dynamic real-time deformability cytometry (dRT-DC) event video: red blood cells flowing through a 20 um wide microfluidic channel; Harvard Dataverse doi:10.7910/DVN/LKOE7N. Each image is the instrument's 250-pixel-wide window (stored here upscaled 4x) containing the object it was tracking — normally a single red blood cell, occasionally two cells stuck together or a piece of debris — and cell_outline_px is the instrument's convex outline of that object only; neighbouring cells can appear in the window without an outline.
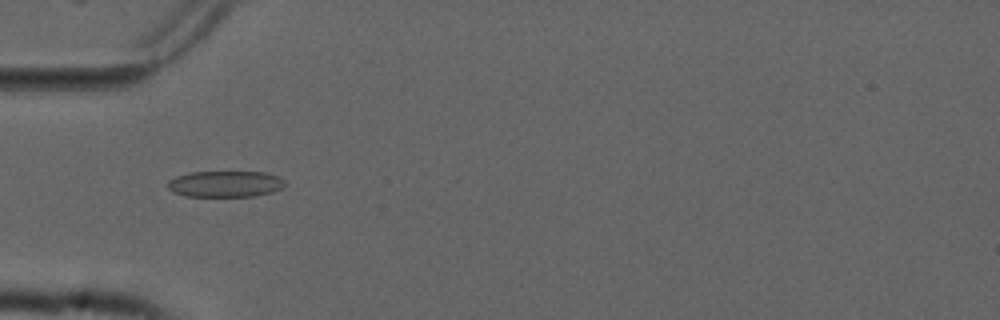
{"species": "common noctule bat (a hibernating species)", "species_latin": "Nyctalus noctula", "temperature_condition": "cold", "stored_images_in_passage": 55, "camera_frame_rate_fps": 3000, "um_per_image_px": 0.085, "animal": {"sex": "male", "forearm_length_mm": 52.5}, "frame": {"image": 1, "passage_image": 18, "time_ms": 5.667, "image_size_px": [1000, 320], "cell_outline_px": [[284, 184], [280, 188], [272, 192], [252, 196], [184, 196], [172, 192], [168, 188], [168, 180], [176, 176], [192, 172], [264, 172], [280, 176], [284, 180]], "centroid_in_image_um": [19.12, 15.63], "position_along_channel_um": 65.9, "area_um2": 17.86}}
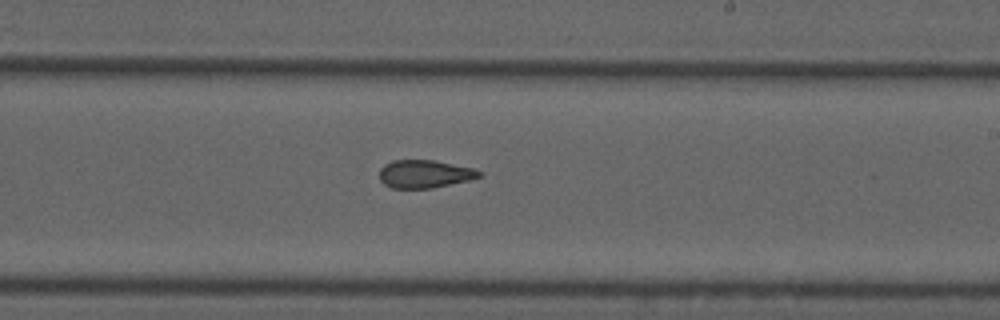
{"frame": {"image": 2, "passage_image": 33, "time_ms": 10.667, "image_size_px": [1000, 320], "cell_outline_px": [[484, 176], [468, 180], [432, 188], [392, 188], [384, 184], [380, 180], [380, 168], [384, 164], [392, 160], [432, 160], [472, 168], [484, 172]], "centroid_in_image_um": [36.09, 14.78], "position_along_channel_um": 252.9, "area_um2": 16.24}}
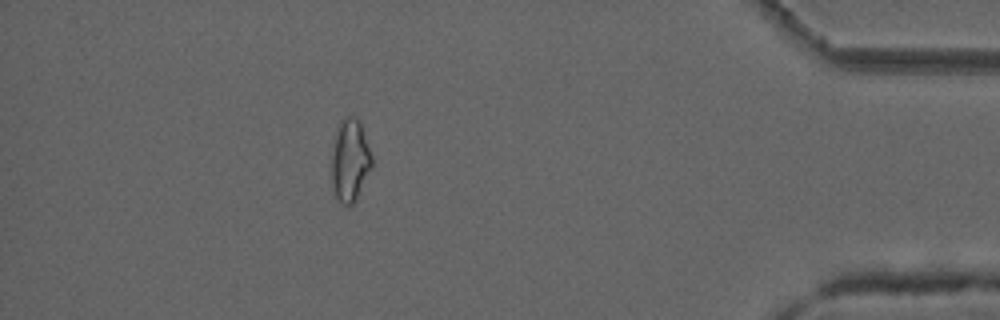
{"frame": {"image": 3, "passage_image": 49, "time_ms": 16.0, "image_size_px": [1000, 320], "cell_outline_px": [[372, 168], [356, 200], [352, 204], [344, 204], [336, 196], [332, 180], [332, 156], [336, 136], [340, 124], [344, 116], [356, 116], [360, 120], [372, 156]], "centroid_in_image_um": [29.79, 13.61], "position_along_channel_um": 405.4, "area_um2": 19.02}, "authors_computed_cell_mechanics": {"area_um2": 17.918, "velocity_mm_per_s": 3.7576, "shape_relaxation_time_tau1_ms": null, "shape_relaxation_time_tau2_ms": 2.1578, "deformation_change_tau1": null, "deformation_change_tau2": 0.0859}}